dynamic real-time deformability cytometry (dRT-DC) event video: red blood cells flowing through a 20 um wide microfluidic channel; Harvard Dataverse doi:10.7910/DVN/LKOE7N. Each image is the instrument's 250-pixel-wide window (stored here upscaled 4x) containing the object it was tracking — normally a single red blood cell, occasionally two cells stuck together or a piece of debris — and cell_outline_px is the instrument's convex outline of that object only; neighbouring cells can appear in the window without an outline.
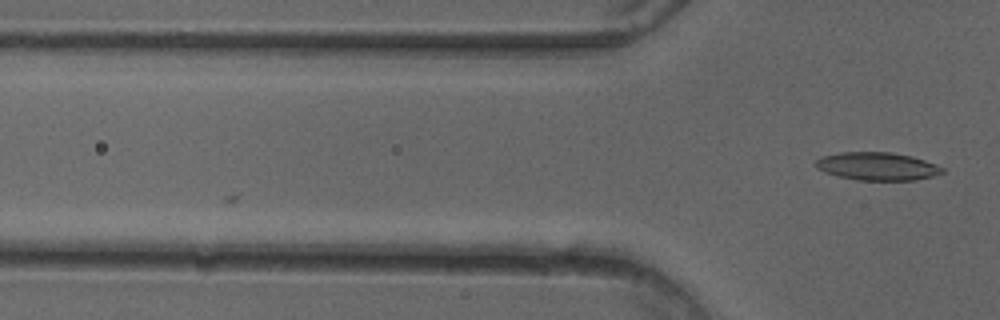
{"species": "common noctule bat (a hibernating species)", "species_latin": "Nyctalus noctula", "temperature_condition": "cold", "stored_images_in_passage": 3, "camera_frame_rate_fps": 3000, "um_per_image_px": 0.085, "animal": {"sex": "female"}, "frame": {"image": 1, "passage_image": 3, "time_ms": 0.667, "image_size_px": [1000, 320], "cell_outline_px": [[944, 172], [932, 176], [916, 180], [856, 180], [824, 172], [816, 168], [812, 164], [820, 156], [840, 152], [892, 152], [912, 156], [936, 164], [944, 168]], "centroid_in_image_um": [74.53, 14.13], "position_along_channel_um": 51.3, "area_um2": 20.81}}